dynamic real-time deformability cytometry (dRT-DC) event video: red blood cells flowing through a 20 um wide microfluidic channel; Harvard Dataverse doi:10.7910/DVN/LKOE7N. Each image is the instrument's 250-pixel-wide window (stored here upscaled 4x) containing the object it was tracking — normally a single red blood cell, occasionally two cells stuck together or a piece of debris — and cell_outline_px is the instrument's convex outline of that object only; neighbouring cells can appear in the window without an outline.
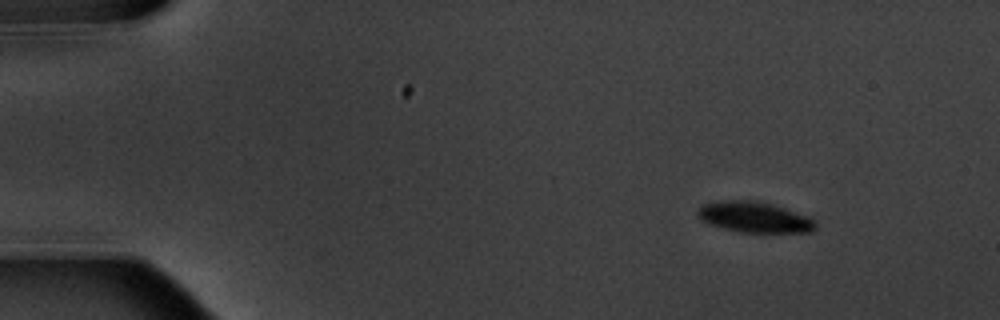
{"species": "common noctule bat (a hibernating species)", "species_latin": "Nyctalus noctula", "temperature_condition": "warm", "stored_images_in_passage": 4, "camera_frame_rate_fps": 3000, "um_per_image_px": 0.085, "animal": {"sex": "male", "body_mass_g": 20.1, "forearm_length_mm": 53.5}, "frame": {"image": 1, "passage_image": 1, "time_ms": 0.0, "image_size_px": [1000, 320], "cell_outline_px": [[816, 228], [812, 232], [740, 232], [708, 224], [700, 220], [696, 212], [704, 204], [724, 200], [756, 200], [772, 204], [784, 208], [804, 216], [812, 220], [816, 224]], "centroid_in_image_um": [64.07, 18.46], "position_along_channel_um": 20.9, "area_um2": 20.81}}
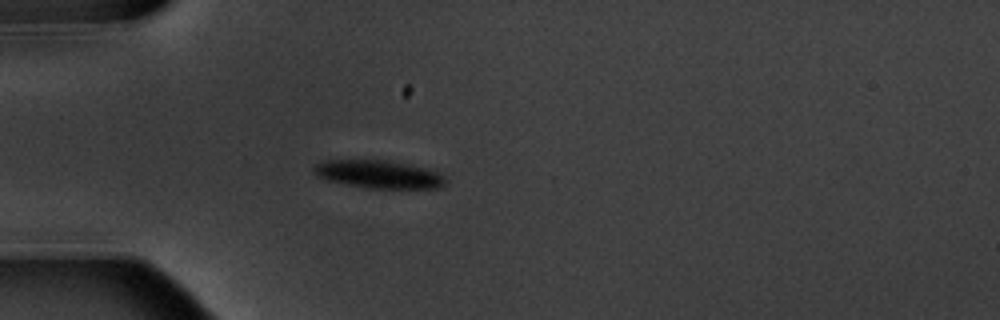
{"frame": {"image": 2, "passage_image": 4, "time_ms": 3.333, "image_size_px": [1000, 320], "cell_outline_px": [[448, 184], [436, 188], [364, 188], [328, 180], [316, 176], [312, 172], [312, 168], [316, 164], [324, 160], [388, 160], [424, 168], [436, 172], [444, 176]], "centroid_in_image_um": [32.15, 14.81], "position_along_channel_um": 52.8, "area_um2": 21.44}}